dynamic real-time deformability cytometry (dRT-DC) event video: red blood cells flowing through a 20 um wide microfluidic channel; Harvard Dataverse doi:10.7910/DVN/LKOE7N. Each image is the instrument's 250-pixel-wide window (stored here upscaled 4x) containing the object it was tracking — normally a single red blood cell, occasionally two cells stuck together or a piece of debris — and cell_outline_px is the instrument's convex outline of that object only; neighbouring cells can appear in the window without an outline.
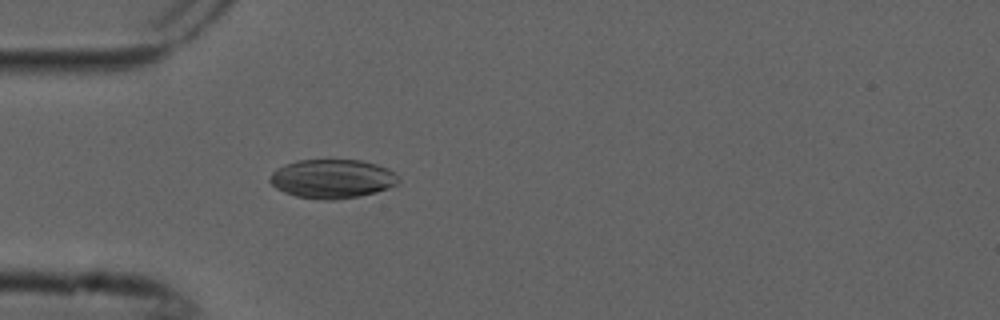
{"species": "common noctule bat (a hibernating species)", "species_latin": "Nyctalus noctula", "temperature_condition": "cold", "stored_images_in_passage": 4, "camera_frame_rate_fps": 3000, "um_per_image_px": 0.085, "animal": {"sex": "male", "forearm_length_mm": 52.5}, "frame": {"image": 1, "passage_image": 4, "time_ms": 1.0, "image_size_px": [1000, 320], "cell_outline_px": [[400, 180], [396, 184], [388, 188], [376, 192], [360, 196], [332, 200], [324, 200], [296, 196], [284, 192], [276, 188], [268, 180], [272, 172], [276, 168], [284, 164], [296, 160], [360, 160], [376, 164], [388, 168]], "centroid_in_image_um": [28.21, 15.19], "position_along_channel_um": 56.8, "area_um2": 29.19}}